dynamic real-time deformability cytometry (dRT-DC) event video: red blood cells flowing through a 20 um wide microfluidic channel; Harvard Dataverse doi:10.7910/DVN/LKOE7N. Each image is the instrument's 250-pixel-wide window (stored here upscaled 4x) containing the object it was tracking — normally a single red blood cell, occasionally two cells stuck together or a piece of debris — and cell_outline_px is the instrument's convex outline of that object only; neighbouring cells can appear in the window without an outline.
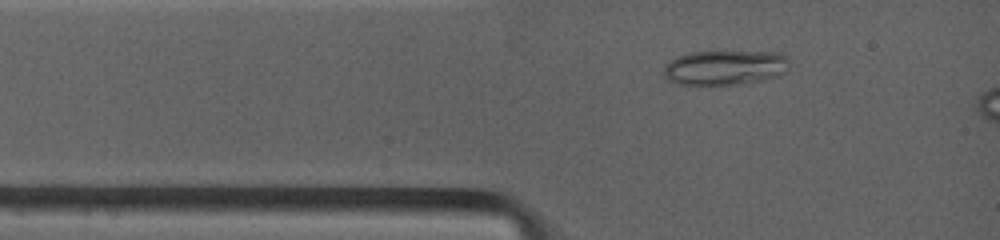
{"species": "common noctule bat (a hibernating species)", "species_latin": "Nyctalus noctula", "temperature_condition": "warm", "stored_images_in_passage": 3, "camera_frame_rate_fps": 4500, "um_per_image_px": 0.085, "animal": {"sex": "female", "body_mass_g": 19.0, "forearm_length_mm": 53.3}, "frame": {"image": 1, "passage_image": 2, "time_ms": 0.889, "image_size_px": [1000, 240], "cell_outline_px": [[784, 72], [780, 76], [764, 80], [740, 84], [680, 84], [668, 80], [664, 76], [664, 72], [668, 64], [672, 60], [680, 56], [692, 52], [780, 52], [784, 56]], "centroid_in_image_um": [61.61, 5.75], "position_along_channel_um": 23.4, "area_um2": 24.74}}